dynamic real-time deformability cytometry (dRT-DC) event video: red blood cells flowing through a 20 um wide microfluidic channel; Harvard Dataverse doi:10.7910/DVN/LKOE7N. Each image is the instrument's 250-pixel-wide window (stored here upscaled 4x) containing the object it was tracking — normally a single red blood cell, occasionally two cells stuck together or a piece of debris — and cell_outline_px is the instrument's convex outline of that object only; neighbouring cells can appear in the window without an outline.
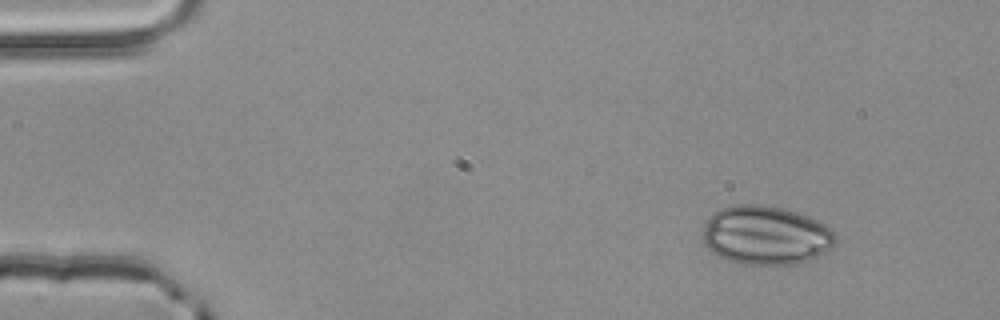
{"species": "common noctule bat (a hibernating species)", "species_latin": "Nyctalus noctula", "temperature_condition": "room temperature", "stored_images_in_passage": 3, "camera_frame_rate_fps": 3000, "um_per_image_px": 0.085, "animal": {"sex": "male", "body_mass_g": 20.4}, "frame": {"image": 1, "passage_image": 1, "time_ms": 0.0, "image_size_px": [1000, 320], "cell_outline_px": [[836, 248], [812, 260], [796, 264], [740, 264], [716, 256], [704, 244], [704, 224], [720, 208], [736, 204], [760, 204], [784, 208], [808, 216], [832, 228], [836, 236]], "centroid_in_image_um": [65.15, 20.01], "position_along_channel_um": 19.8, "area_um2": 46.07}}